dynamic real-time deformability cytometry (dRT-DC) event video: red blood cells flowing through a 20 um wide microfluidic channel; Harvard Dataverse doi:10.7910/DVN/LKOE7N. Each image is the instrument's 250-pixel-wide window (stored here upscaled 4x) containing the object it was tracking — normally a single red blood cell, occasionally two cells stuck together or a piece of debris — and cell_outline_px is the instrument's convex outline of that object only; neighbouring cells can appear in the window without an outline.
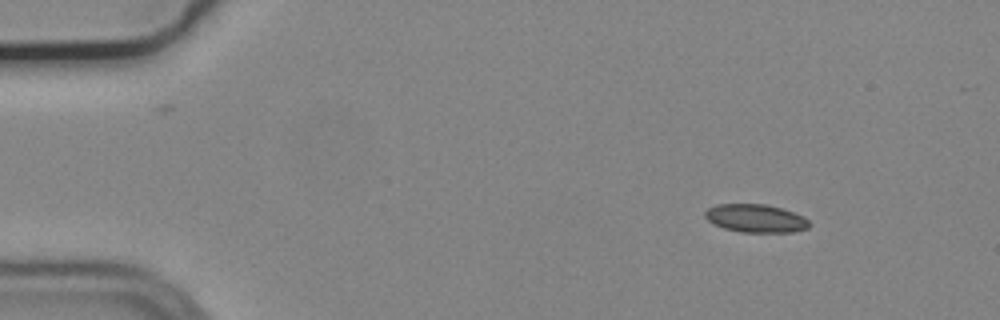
{"species": "common noctule bat (a hibernating species)", "species_latin": "Nyctalus noctula", "temperature_condition": "cold", "stored_images_in_passage": 3, "camera_frame_rate_fps": 3000, "um_per_image_px": 0.085, "animal": {"sex": "male", "body_mass_g": 19.2, "forearm_length_mm": 51.8}, "frame": {"image": 1, "passage_image": 1, "time_ms": 0.0, "image_size_px": [1000, 320], "cell_outline_px": [[812, 224], [808, 228], [792, 232], [740, 232], [724, 228], [708, 220], [704, 216], [704, 212], [708, 208], [716, 204], [764, 204], [780, 208], [804, 216]], "centroid_in_image_um": [64.24, 18.56], "position_along_channel_um": 20.8, "area_um2": 17.05}}